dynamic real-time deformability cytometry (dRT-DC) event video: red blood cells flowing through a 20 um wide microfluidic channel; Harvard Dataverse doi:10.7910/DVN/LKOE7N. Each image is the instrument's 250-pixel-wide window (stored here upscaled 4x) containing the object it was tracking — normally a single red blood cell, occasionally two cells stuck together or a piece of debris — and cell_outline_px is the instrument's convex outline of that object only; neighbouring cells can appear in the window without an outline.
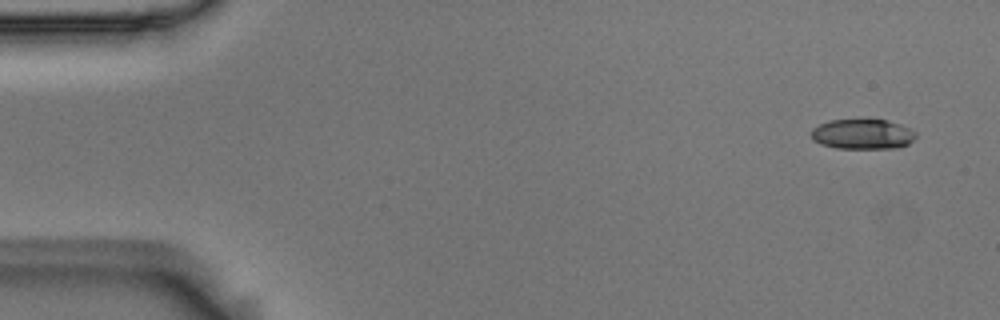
{"species": "Egyptian fruit bat (a non-hibernating species)", "species_latin": "Rousettus aegyptiacus", "temperature_condition": "room temperature", "stored_images_in_passage": 4, "camera_frame_rate_fps": 3000, "um_per_image_px": 0.085, "animal": {"sex": "male"}, "frame": {"image": 1, "passage_image": 1, "time_ms": 0.0, "image_size_px": [1000, 320], "cell_outline_px": [[916, 136], [908, 144], [896, 148], [836, 148], [820, 144], [812, 140], [812, 128], [820, 124], [832, 120], [888, 120], [912, 128], [916, 132]], "centroid_in_image_um": [73.34, 11.4], "position_along_channel_um": 11.7, "area_um2": 18.32}}
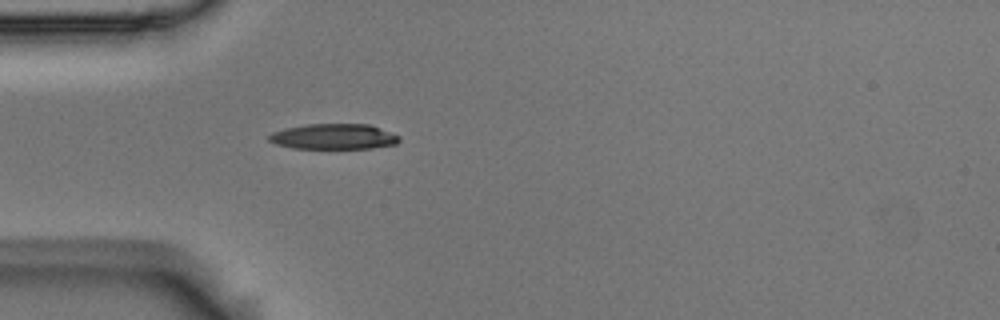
{"frame": {"image": 2, "passage_image": 4, "time_ms": 1.0, "image_size_px": [1000, 320], "cell_outline_px": [[400, 140], [396, 144], [372, 148], [292, 148], [276, 144], [268, 140], [268, 136], [272, 132], [284, 128], [308, 124], [368, 124], [400, 136]], "centroid_in_image_um": [28.34, 11.61], "position_along_channel_um": 56.7, "area_um2": 19.25}}